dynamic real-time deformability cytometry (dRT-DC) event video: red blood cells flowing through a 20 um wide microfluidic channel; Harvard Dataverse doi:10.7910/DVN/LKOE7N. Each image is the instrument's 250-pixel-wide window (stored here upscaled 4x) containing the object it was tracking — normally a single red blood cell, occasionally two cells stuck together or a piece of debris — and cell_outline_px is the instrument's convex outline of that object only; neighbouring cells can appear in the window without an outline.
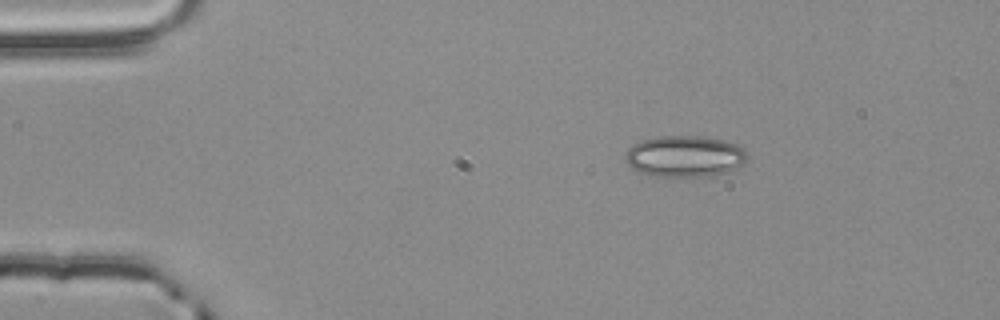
{"species": "common noctule bat (a hibernating species)", "species_latin": "Nyctalus noctula", "temperature_condition": "room temperature", "stored_images_in_passage": 2, "camera_frame_rate_fps": 3000, "um_per_image_px": 0.085, "animal": {"sex": "male", "body_mass_g": 20.4}, "frame": {"image": 1, "passage_image": 1, "time_ms": 0.0, "image_size_px": [1000, 320], "cell_outline_px": [[748, 156], [744, 164], [728, 172], [708, 176], [656, 176], [640, 172], [632, 168], [628, 164], [624, 156], [628, 148], [640, 140], [660, 136], [700, 136], [724, 140], [736, 144], [744, 148], [748, 152]], "centroid_in_image_um": [58.23, 13.28], "position_along_channel_um": 26.8, "area_um2": 29.54}}